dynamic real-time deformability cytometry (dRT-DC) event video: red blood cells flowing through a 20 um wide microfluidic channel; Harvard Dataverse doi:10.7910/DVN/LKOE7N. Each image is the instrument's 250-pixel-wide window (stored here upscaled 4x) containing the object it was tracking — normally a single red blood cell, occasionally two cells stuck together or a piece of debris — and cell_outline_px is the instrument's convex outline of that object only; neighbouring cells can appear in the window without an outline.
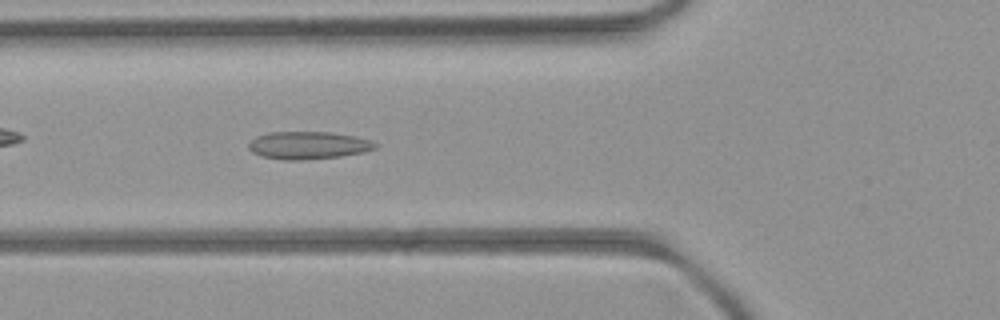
{"species": "common noctule bat (a hibernating species)", "species_latin": "Nyctalus noctula", "temperature_condition": "room temperature", "stored_images_in_passage": 39, "camera_frame_rate_fps": 3000, "um_per_image_px": 0.085, "animal": {"sex": "female", "body_mass_g": 21.9}, "frame": {"image": 1, "passage_image": 6, "time_ms": 1.667, "image_size_px": [1000, 320], "cell_outline_px": [[380, 144], [376, 148], [364, 152], [340, 156], [296, 160], [284, 160], [264, 156], [252, 152], [248, 148], [248, 144], [256, 136], [268, 132], [332, 132], [356, 136], [372, 140]], "centroid_in_image_um": [26.24, 12.33], "position_along_channel_um": 99.6, "area_um2": 20.4}}
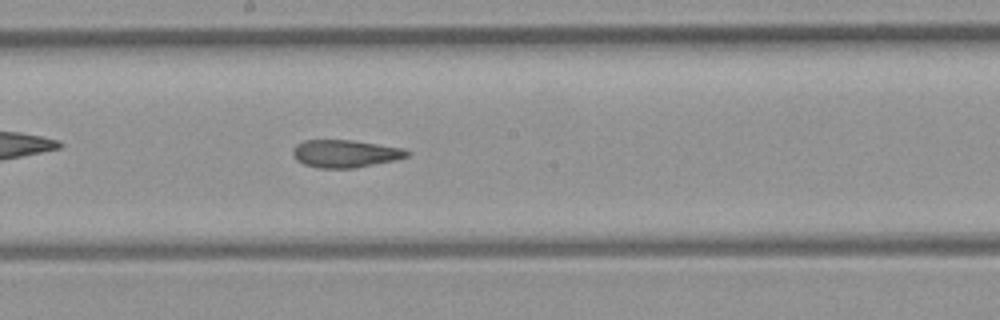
{"frame": {"image": 2, "passage_image": 15, "time_ms": 4.667, "image_size_px": [1000, 320], "cell_outline_px": [[412, 152], [408, 156], [396, 160], [356, 168], [316, 168], [304, 164], [296, 160], [292, 156], [292, 148], [296, 144], [304, 140], [352, 140], [404, 148]], "centroid_in_image_um": [29.34, 13.06], "position_along_channel_um": 218.9, "area_um2": 18.67}}
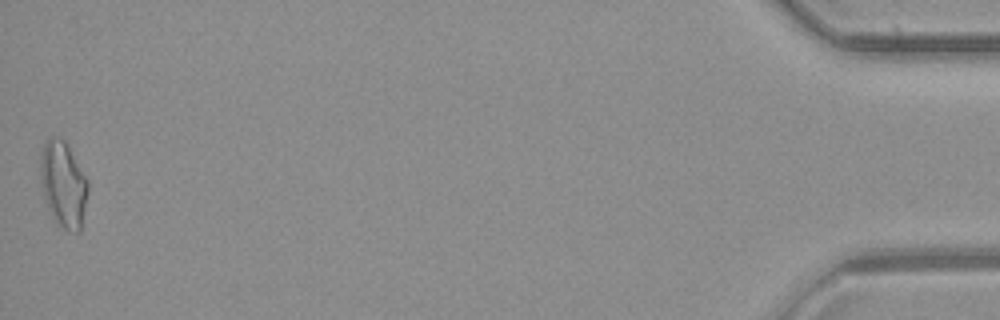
{"frame": {"image": 3, "passage_image": 39, "time_ms": 12.667, "image_size_px": [1000, 320], "cell_outline_px": [[88, 192], [80, 232], [76, 232], [64, 228], [52, 216], [44, 196], [40, 172], [40, 156], [44, 144], [52, 136], [64, 140], [88, 180]], "centroid_in_image_um": [5.39, 15.65], "position_along_channel_um": 429.8, "area_um2": 23.24}, "authors_computed_cell_mechanics": {"area_um2": 19.1896, "velocity_mm_per_s": 3.9548, "shape_relaxation_time_tau1_ms": null, "shape_relaxation_time_tau2_ms": 2.7263, "deformation_change_tau1": null, "deformation_change_tau2": 0.1148}}